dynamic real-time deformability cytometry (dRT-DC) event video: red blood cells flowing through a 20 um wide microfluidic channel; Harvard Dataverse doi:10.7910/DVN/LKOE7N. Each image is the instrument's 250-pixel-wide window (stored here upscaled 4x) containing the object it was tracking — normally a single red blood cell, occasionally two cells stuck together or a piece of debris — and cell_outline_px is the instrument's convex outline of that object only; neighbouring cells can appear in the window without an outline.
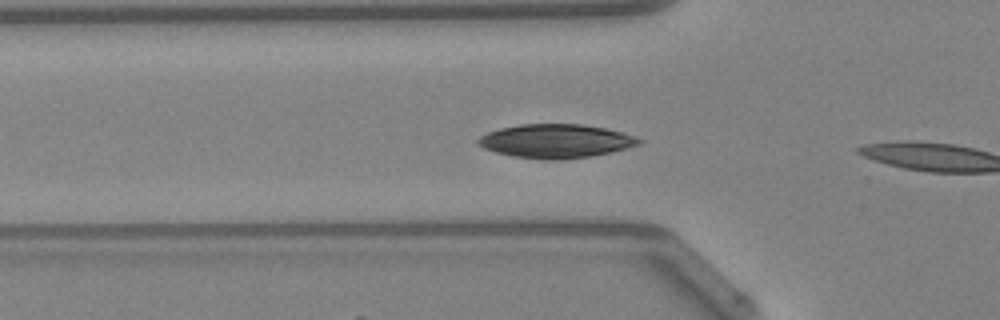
{"species": "Egyptian fruit bat (a non-hibernating species)", "species_latin": "Rousettus aegyptiacus", "temperature_condition": "warm", "stored_images_in_passage": 5, "camera_frame_rate_fps": 3000, "um_per_image_px": 0.085, "animal": {"sex": "female"}, "frame": {"image": 1, "passage_image": 3, "time_ms": 0.667, "image_size_px": [1000, 320], "cell_outline_px": [[644, 140], [640, 144], [628, 148], [592, 156], [560, 160], [544, 160], [512, 156], [496, 152], [484, 148], [476, 144], [476, 140], [480, 136], [488, 132], [500, 128], [520, 124], [580, 124], [604, 128], [636, 136]], "centroid_in_image_um": [47.24, 12.0], "position_along_channel_um": 78.6, "area_um2": 31.79}}